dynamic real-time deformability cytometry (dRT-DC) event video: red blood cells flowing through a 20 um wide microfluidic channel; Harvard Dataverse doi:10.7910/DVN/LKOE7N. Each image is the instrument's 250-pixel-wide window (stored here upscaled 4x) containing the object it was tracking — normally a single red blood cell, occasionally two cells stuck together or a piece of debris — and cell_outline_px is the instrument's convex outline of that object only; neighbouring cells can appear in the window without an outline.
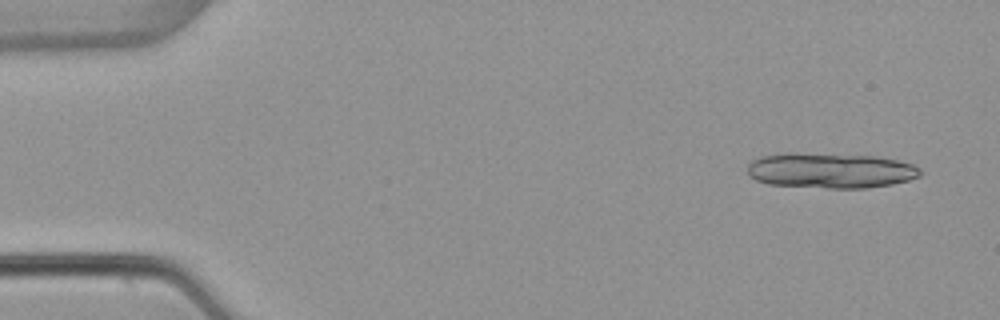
{"species": "common noctule bat (a hibernating species)", "species_latin": "Nyctalus noctula", "temperature_condition": "warm", "stored_images_in_passage": 14, "camera_frame_rate_fps": 3000, "um_per_image_px": 0.085, "animal": {"sex": "female", "body_mass_g": 22.7, "forearm_length_mm": 54.2}, "frame": {"image": 1, "passage_image": 3, "time_ms": 0.667, "image_size_px": [1000, 320], "cell_outline_px": [[924, 172], [920, 176], [908, 180], [892, 184], [868, 188], [828, 188], [768, 184], [756, 180], [748, 176], [748, 164], [752, 160], [760, 156], [784, 152], [792, 152], [876, 156], [896, 160], [912, 164], [920, 168]], "centroid_in_image_um": [70.57, 14.49], "position_along_channel_um": 14.4, "area_um2": 35.95}}